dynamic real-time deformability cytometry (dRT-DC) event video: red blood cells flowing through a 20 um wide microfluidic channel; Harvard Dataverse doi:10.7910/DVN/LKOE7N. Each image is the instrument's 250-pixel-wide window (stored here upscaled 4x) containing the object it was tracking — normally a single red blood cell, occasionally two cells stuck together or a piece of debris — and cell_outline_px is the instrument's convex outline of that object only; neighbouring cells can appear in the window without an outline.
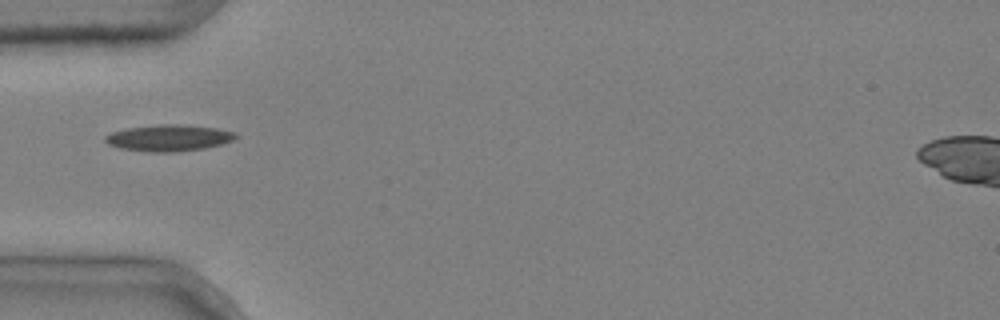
{"species": "common noctule bat (a hibernating species)", "species_latin": "Nyctalus noctula", "temperature_condition": "cold", "stored_images_in_passage": 1, "camera_frame_rate_fps": 3000, "um_per_image_px": 0.085, "animal": {"sex": "male", "body_mass_g": 20.4}, "frame": {"image": 1, "passage_image": 1, "time_ms": 0.0, "image_size_px": [1000, 320], "cell_outline_px": [[240, 136], [236, 140], [204, 148], [176, 152], [148, 152], [120, 148], [108, 144], [104, 140], [104, 136], [112, 132], [128, 128], [160, 124], [180, 124], [216, 128], [236, 132]], "centroid_in_image_um": [14.38, 11.72], "position_along_channel_um": 70.6, "area_um2": 20.23}}